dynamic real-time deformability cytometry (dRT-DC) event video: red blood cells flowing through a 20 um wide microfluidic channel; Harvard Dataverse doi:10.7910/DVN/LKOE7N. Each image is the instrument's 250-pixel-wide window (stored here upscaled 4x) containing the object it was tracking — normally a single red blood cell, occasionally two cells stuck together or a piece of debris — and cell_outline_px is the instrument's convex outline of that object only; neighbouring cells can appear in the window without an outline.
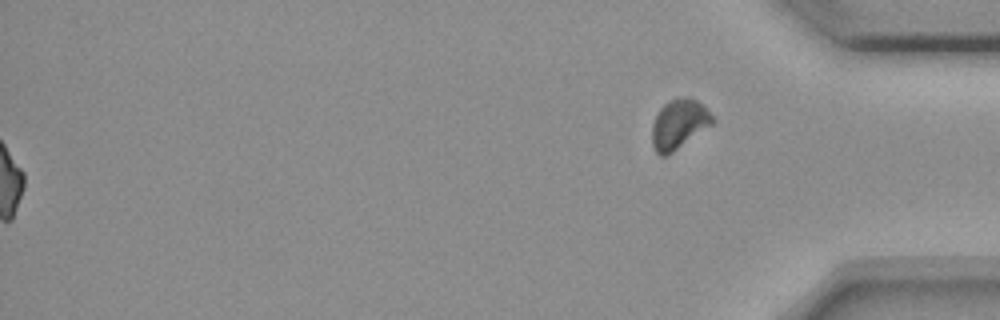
{"species": "common noctule bat (a hibernating species)", "species_latin": "Nyctalus noctula", "temperature_condition": "room temperature", "stored_images_in_passage": 40, "segment_of_instrument_passage": [2, 2], "camera_frame_rate_fps": 3000, "um_per_image_px": 0.085, "animal": {"sex": "female", "body_mass_g": 18.4}, "frame": {"image": 1, "passage_image": 40, "time_ms": 13.0, "image_size_px": [1000, 320], "cell_outline_px": [[716, 120], [712, 124], [668, 156], [660, 156], [656, 152], [652, 144], [652, 124], [660, 108], [664, 104], [672, 100], [688, 96], [696, 100]], "centroid_in_image_um": [57.68, 10.58], "position_along_channel_um": 377.5, "area_um2": 17.22}}